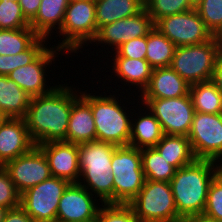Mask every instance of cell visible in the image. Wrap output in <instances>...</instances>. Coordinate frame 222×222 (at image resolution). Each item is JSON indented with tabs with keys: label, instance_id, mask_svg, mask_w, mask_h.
Returning a JSON list of instances; mask_svg holds the SVG:
<instances>
[{
	"label": "cell",
	"instance_id": "obj_32",
	"mask_svg": "<svg viewBox=\"0 0 222 222\" xmlns=\"http://www.w3.org/2000/svg\"><path fill=\"white\" fill-rule=\"evenodd\" d=\"M145 10L155 24L159 19L189 11L195 6L189 0H144Z\"/></svg>",
	"mask_w": 222,
	"mask_h": 222
},
{
	"label": "cell",
	"instance_id": "obj_11",
	"mask_svg": "<svg viewBox=\"0 0 222 222\" xmlns=\"http://www.w3.org/2000/svg\"><path fill=\"white\" fill-rule=\"evenodd\" d=\"M187 137L196 159L222 164V113L195 112Z\"/></svg>",
	"mask_w": 222,
	"mask_h": 222
},
{
	"label": "cell",
	"instance_id": "obj_15",
	"mask_svg": "<svg viewBox=\"0 0 222 222\" xmlns=\"http://www.w3.org/2000/svg\"><path fill=\"white\" fill-rule=\"evenodd\" d=\"M50 46L51 44L33 62L19 67L7 75L31 97L47 94L57 87V85L50 86L47 83L49 70L46 69L50 68L52 62L55 63L54 61L60 53L64 55V52L56 48L55 44Z\"/></svg>",
	"mask_w": 222,
	"mask_h": 222
},
{
	"label": "cell",
	"instance_id": "obj_44",
	"mask_svg": "<svg viewBox=\"0 0 222 222\" xmlns=\"http://www.w3.org/2000/svg\"><path fill=\"white\" fill-rule=\"evenodd\" d=\"M216 38H217L218 42L221 44V46H222V30H221V32L216 36Z\"/></svg>",
	"mask_w": 222,
	"mask_h": 222
},
{
	"label": "cell",
	"instance_id": "obj_20",
	"mask_svg": "<svg viewBox=\"0 0 222 222\" xmlns=\"http://www.w3.org/2000/svg\"><path fill=\"white\" fill-rule=\"evenodd\" d=\"M190 84L170 66L155 68L148 86L138 98H178L189 93ZM141 94V95H140Z\"/></svg>",
	"mask_w": 222,
	"mask_h": 222
},
{
	"label": "cell",
	"instance_id": "obj_39",
	"mask_svg": "<svg viewBox=\"0 0 222 222\" xmlns=\"http://www.w3.org/2000/svg\"><path fill=\"white\" fill-rule=\"evenodd\" d=\"M3 222H35L21 207L8 209Z\"/></svg>",
	"mask_w": 222,
	"mask_h": 222
},
{
	"label": "cell",
	"instance_id": "obj_3",
	"mask_svg": "<svg viewBox=\"0 0 222 222\" xmlns=\"http://www.w3.org/2000/svg\"><path fill=\"white\" fill-rule=\"evenodd\" d=\"M108 92L110 95L107 96ZM107 93H105L106 95L99 94V96L96 93H87L86 90L80 91V95L91 106L96 126V140L109 142L116 146H127L129 145L131 132L130 118H132V111L137 107L139 99L136 100L138 101L136 106H132L133 109L127 110L129 108L125 106L123 99L119 97L120 94L118 96L117 94L111 95L110 90H107Z\"/></svg>",
	"mask_w": 222,
	"mask_h": 222
},
{
	"label": "cell",
	"instance_id": "obj_23",
	"mask_svg": "<svg viewBox=\"0 0 222 222\" xmlns=\"http://www.w3.org/2000/svg\"><path fill=\"white\" fill-rule=\"evenodd\" d=\"M68 3L69 0H41L36 16L30 21V27L39 37L49 40L52 32L60 31Z\"/></svg>",
	"mask_w": 222,
	"mask_h": 222
},
{
	"label": "cell",
	"instance_id": "obj_45",
	"mask_svg": "<svg viewBox=\"0 0 222 222\" xmlns=\"http://www.w3.org/2000/svg\"><path fill=\"white\" fill-rule=\"evenodd\" d=\"M56 222H67V221H56ZM72 222H97V219H92L87 221H72Z\"/></svg>",
	"mask_w": 222,
	"mask_h": 222
},
{
	"label": "cell",
	"instance_id": "obj_7",
	"mask_svg": "<svg viewBox=\"0 0 222 222\" xmlns=\"http://www.w3.org/2000/svg\"><path fill=\"white\" fill-rule=\"evenodd\" d=\"M221 49L216 36L207 42L177 46L170 67L190 85L212 80Z\"/></svg>",
	"mask_w": 222,
	"mask_h": 222
},
{
	"label": "cell",
	"instance_id": "obj_1",
	"mask_svg": "<svg viewBox=\"0 0 222 222\" xmlns=\"http://www.w3.org/2000/svg\"><path fill=\"white\" fill-rule=\"evenodd\" d=\"M67 85L59 84L47 94L31 97L24 119L35 145L66 141L72 104L81 90Z\"/></svg>",
	"mask_w": 222,
	"mask_h": 222
},
{
	"label": "cell",
	"instance_id": "obj_30",
	"mask_svg": "<svg viewBox=\"0 0 222 222\" xmlns=\"http://www.w3.org/2000/svg\"><path fill=\"white\" fill-rule=\"evenodd\" d=\"M39 36L31 27L0 29V55H15L27 50Z\"/></svg>",
	"mask_w": 222,
	"mask_h": 222
},
{
	"label": "cell",
	"instance_id": "obj_22",
	"mask_svg": "<svg viewBox=\"0 0 222 222\" xmlns=\"http://www.w3.org/2000/svg\"><path fill=\"white\" fill-rule=\"evenodd\" d=\"M96 140V126L90 104L80 95L72 104L66 142L81 144Z\"/></svg>",
	"mask_w": 222,
	"mask_h": 222
},
{
	"label": "cell",
	"instance_id": "obj_33",
	"mask_svg": "<svg viewBox=\"0 0 222 222\" xmlns=\"http://www.w3.org/2000/svg\"><path fill=\"white\" fill-rule=\"evenodd\" d=\"M195 8L213 36L222 30V0H200Z\"/></svg>",
	"mask_w": 222,
	"mask_h": 222
},
{
	"label": "cell",
	"instance_id": "obj_4",
	"mask_svg": "<svg viewBox=\"0 0 222 222\" xmlns=\"http://www.w3.org/2000/svg\"><path fill=\"white\" fill-rule=\"evenodd\" d=\"M117 146L103 141L78 144L80 178L78 184L86 188L101 203H113L112 155ZM84 183V184H83Z\"/></svg>",
	"mask_w": 222,
	"mask_h": 222
},
{
	"label": "cell",
	"instance_id": "obj_2",
	"mask_svg": "<svg viewBox=\"0 0 222 222\" xmlns=\"http://www.w3.org/2000/svg\"><path fill=\"white\" fill-rule=\"evenodd\" d=\"M222 164L209 159H195L175 171L170 181L178 215L183 219L204 212L208 188Z\"/></svg>",
	"mask_w": 222,
	"mask_h": 222
},
{
	"label": "cell",
	"instance_id": "obj_13",
	"mask_svg": "<svg viewBox=\"0 0 222 222\" xmlns=\"http://www.w3.org/2000/svg\"><path fill=\"white\" fill-rule=\"evenodd\" d=\"M153 28L152 18L144 8L139 14L100 27L91 44L97 48L101 44L100 47H104L102 48L104 50L101 49L99 53L105 51L104 53L108 56L109 53L112 54L120 45L130 39L147 36ZM105 49L108 50V54Z\"/></svg>",
	"mask_w": 222,
	"mask_h": 222
},
{
	"label": "cell",
	"instance_id": "obj_27",
	"mask_svg": "<svg viewBox=\"0 0 222 222\" xmlns=\"http://www.w3.org/2000/svg\"><path fill=\"white\" fill-rule=\"evenodd\" d=\"M195 112L222 113V93L212 80L193 83L189 86Z\"/></svg>",
	"mask_w": 222,
	"mask_h": 222
},
{
	"label": "cell",
	"instance_id": "obj_21",
	"mask_svg": "<svg viewBox=\"0 0 222 222\" xmlns=\"http://www.w3.org/2000/svg\"><path fill=\"white\" fill-rule=\"evenodd\" d=\"M135 109L139 112L133 111L129 145L137 149L152 148L164 136L161 124L147 107L141 106Z\"/></svg>",
	"mask_w": 222,
	"mask_h": 222
},
{
	"label": "cell",
	"instance_id": "obj_5",
	"mask_svg": "<svg viewBox=\"0 0 222 222\" xmlns=\"http://www.w3.org/2000/svg\"><path fill=\"white\" fill-rule=\"evenodd\" d=\"M97 32L95 0H69L62 26L57 32L59 38H63L55 47L69 55L82 54L83 46L90 45Z\"/></svg>",
	"mask_w": 222,
	"mask_h": 222
},
{
	"label": "cell",
	"instance_id": "obj_26",
	"mask_svg": "<svg viewBox=\"0 0 222 222\" xmlns=\"http://www.w3.org/2000/svg\"><path fill=\"white\" fill-rule=\"evenodd\" d=\"M154 148L176 170L196 159L187 136L164 135Z\"/></svg>",
	"mask_w": 222,
	"mask_h": 222
},
{
	"label": "cell",
	"instance_id": "obj_38",
	"mask_svg": "<svg viewBox=\"0 0 222 222\" xmlns=\"http://www.w3.org/2000/svg\"><path fill=\"white\" fill-rule=\"evenodd\" d=\"M115 52L125 58L145 59L147 52V36L130 39L120 45Z\"/></svg>",
	"mask_w": 222,
	"mask_h": 222
},
{
	"label": "cell",
	"instance_id": "obj_46",
	"mask_svg": "<svg viewBox=\"0 0 222 222\" xmlns=\"http://www.w3.org/2000/svg\"><path fill=\"white\" fill-rule=\"evenodd\" d=\"M194 6L200 1V0H189Z\"/></svg>",
	"mask_w": 222,
	"mask_h": 222
},
{
	"label": "cell",
	"instance_id": "obj_48",
	"mask_svg": "<svg viewBox=\"0 0 222 222\" xmlns=\"http://www.w3.org/2000/svg\"><path fill=\"white\" fill-rule=\"evenodd\" d=\"M8 1L19 2V0H8Z\"/></svg>",
	"mask_w": 222,
	"mask_h": 222
},
{
	"label": "cell",
	"instance_id": "obj_37",
	"mask_svg": "<svg viewBox=\"0 0 222 222\" xmlns=\"http://www.w3.org/2000/svg\"><path fill=\"white\" fill-rule=\"evenodd\" d=\"M20 206V194L7 171L0 166V207L13 209Z\"/></svg>",
	"mask_w": 222,
	"mask_h": 222
},
{
	"label": "cell",
	"instance_id": "obj_12",
	"mask_svg": "<svg viewBox=\"0 0 222 222\" xmlns=\"http://www.w3.org/2000/svg\"><path fill=\"white\" fill-rule=\"evenodd\" d=\"M154 26L176 46L199 44L214 37L196 8L165 16L159 19Z\"/></svg>",
	"mask_w": 222,
	"mask_h": 222
},
{
	"label": "cell",
	"instance_id": "obj_9",
	"mask_svg": "<svg viewBox=\"0 0 222 222\" xmlns=\"http://www.w3.org/2000/svg\"><path fill=\"white\" fill-rule=\"evenodd\" d=\"M160 122L164 135L188 136L195 110L190 94L178 98H138Z\"/></svg>",
	"mask_w": 222,
	"mask_h": 222
},
{
	"label": "cell",
	"instance_id": "obj_43",
	"mask_svg": "<svg viewBox=\"0 0 222 222\" xmlns=\"http://www.w3.org/2000/svg\"><path fill=\"white\" fill-rule=\"evenodd\" d=\"M7 210L8 209H6V208L0 207V222L4 221V217H5Z\"/></svg>",
	"mask_w": 222,
	"mask_h": 222
},
{
	"label": "cell",
	"instance_id": "obj_19",
	"mask_svg": "<svg viewBox=\"0 0 222 222\" xmlns=\"http://www.w3.org/2000/svg\"><path fill=\"white\" fill-rule=\"evenodd\" d=\"M114 55V56H113ZM112 58H111V62L113 60V62L111 64L112 69L111 73H114L115 77L117 78V80L120 79L121 84L123 82V86H127L129 87V89H126V94H132V92H134L136 95L134 96L133 100L135 99V96H137L138 92L142 93L143 90L148 86L151 75H152V71L153 68L151 67V65L148 63V61L146 59H131V58H125V57H121L119 56L116 52H114V54H112ZM113 70V71H112ZM126 83V84H125ZM131 84V85H129ZM130 86H134V88L139 89L137 92L136 91H132L131 93L127 90H130ZM136 86V87H135Z\"/></svg>",
	"mask_w": 222,
	"mask_h": 222
},
{
	"label": "cell",
	"instance_id": "obj_18",
	"mask_svg": "<svg viewBox=\"0 0 222 222\" xmlns=\"http://www.w3.org/2000/svg\"><path fill=\"white\" fill-rule=\"evenodd\" d=\"M34 146L24 118H4L0 121V166L27 153Z\"/></svg>",
	"mask_w": 222,
	"mask_h": 222
},
{
	"label": "cell",
	"instance_id": "obj_24",
	"mask_svg": "<svg viewBox=\"0 0 222 222\" xmlns=\"http://www.w3.org/2000/svg\"><path fill=\"white\" fill-rule=\"evenodd\" d=\"M30 101L31 96L16 82L0 75V111L5 118H24Z\"/></svg>",
	"mask_w": 222,
	"mask_h": 222
},
{
	"label": "cell",
	"instance_id": "obj_6",
	"mask_svg": "<svg viewBox=\"0 0 222 222\" xmlns=\"http://www.w3.org/2000/svg\"><path fill=\"white\" fill-rule=\"evenodd\" d=\"M113 203L128 204L140 192L145 182L141 149L130 145L117 146L112 155Z\"/></svg>",
	"mask_w": 222,
	"mask_h": 222
},
{
	"label": "cell",
	"instance_id": "obj_10",
	"mask_svg": "<svg viewBox=\"0 0 222 222\" xmlns=\"http://www.w3.org/2000/svg\"><path fill=\"white\" fill-rule=\"evenodd\" d=\"M70 183L51 176L20 195V206L35 222H56L57 209Z\"/></svg>",
	"mask_w": 222,
	"mask_h": 222
},
{
	"label": "cell",
	"instance_id": "obj_41",
	"mask_svg": "<svg viewBox=\"0 0 222 222\" xmlns=\"http://www.w3.org/2000/svg\"><path fill=\"white\" fill-rule=\"evenodd\" d=\"M212 81L215 83L217 89L222 93V49L216 60Z\"/></svg>",
	"mask_w": 222,
	"mask_h": 222
},
{
	"label": "cell",
	"instance_id": "obj_14",
	"mask_svg": "<svg viewBox=\"0 0 222 222\" xmlns=\"http://www.w3.org/2000/svg\"><path fill=\"white\" fill-rule=\"evenodd\" d=\"M3 168L20 195L51 177L47 159L37 145L27 153L6 162Z\"/></svg>",
	"mask_w": 222,
	"mask_h": 222
},
{
	"label": "cell",
	"instance_id": "obj_47",
	"mask_svg": "<svg viewBox=\"0 0 222 222\" xmlns=\"http://www.w3.org/2000/svg\"><path fill=\"white\" fill-rule=\"evenodd\" d=\"M5 117L3 116V114L0 111V121H2Z\"/></svg>",
	"mask_w": 222,
	"mask_h": 222
},
{
	"label": "cell",
	"instance_id": "obj_42",
	"mask_svg": "<svg viewBox=\"0 0 222 222\" xmlns=\"http://www.w3.org/2000/svg\"><path fill=\"white\" fill-rule=\"evenodd\" d=\"M181 222H219L215 218L209 217L204 213L195 214L182 219Z\"/></svg>",
	"mask_w": 222,
	"mask_h": 222
},
{
	"label": "cell",
	"instance_id": "obj_40",
	"mask_svg": "<svg viewBox=\"0 0 222 222\" xmlns=\"http://www.w3.org/2000/svg\"><path fill=\"white\" fill-rule=\"evenodd\" d=\"M41 0H19L25 18L30 22L40 7Z\"/></svg>",
	"mask_w": 222,
	"mask_h": 222
},
{
	"label": "cell",
	"instance_id": "obj_25",
	"mask_svg": "<svg viewBox=\"0 0 222 222\" xmlns=\"http://www.w3.org/2000/svg\"><path fill=\"white\" fill-rule=\"evenodd\" d=\"M97 30L109 23L139 14L144 0H95Z\"/></svg>",
	"mask_w": 222,
	"mask_h": 222
},
{
	"label": "cell",
	"instance_id": "obj_36",
	"mask_svg": "<svg viewBox=\"0 0 222 222\" xmlns=\"http://www.w3.org/2000/svg\"><path fill=\"white\" fill-rule=\"evenodd\" d=\"M203 213L222 222V169L209 185Z\"/></svg>",
	"mask_w": 222,
	"mask_h": 222
},
{
	"label": "cell",
	"instance_id": "obj_16",
	"mask_svg": "<svg viewBox=\"0 0 222 222\" xmlns=\"http://www.w3.org/2000/svg\"><path fill=\"white\" fill-rule=\"evenodd\" d=\"M78 183H70L60 198L56 221L97 219L101 201ZM97 201V202H96ZM99 202V203H98Z\"/></svg>",
	"mask_w": 222,
	"mask_h": 222
},
{
	"label": "cell",
	"instance_id": "obj_34",
	"mask_svg": "<svg viewBox=\"0 0 222 222\" xmlns=\"http://www.w3.org/2000/svg\"><path fill=\"white\" fill-rule=\"evenodd\" d=\"M30 27L19 2L0 0V29L15 30Z\"/></svg>",
	"mask_w": 222,
	"mask_h": 222
},
{
	"label": "cell",
	"instance_id": "obj_35",
	"mask_svg": "<svg viewBox=\"0 0 222 222\" xmlns=\"http://www.w3.org/2000/svg\"><path fill=\"white\" fill-rule=\"evenodd\" d=\"M97 222H140L129 204L102 203Z\"/></svg>",
	"mask_w": 222,
	"mask_h": 222
},
{
	"label": "cell",
	"instance_id": "obj_28",
	"mask_svg": "<svg viewBox=\"0 0 222 222\" xmlns=\"http://www.w3.org/2000/svg\"><path fill=\"white\" fill-rule=\"evenodd\" d=\"M176 47L175 44L154 26L147 35V52L145 59L153 69L169 67Z\"/></svg>",
	"mask_w": 222,
	"mask_h": 222
},
{
	"label": "cell",
	"instance_id": "obj_29",
	"mask_svg": "<svg viewBox=\"0 0 222 222\" xmlns=\"http://www.w3.org/2000/svg\"><path fill=\"white\" fill-rule=\"evenodd\" d=\"M142 169L146 180L170 182L176 169L154 148L141 149Z\"/></svg>",
	"mask_w": 222,
	"mask_h": 222
},
{
	"label": "cell",
	"instance_id": "obj_31",
	"mask_svg": "<svg viewBox=\"0 0 222 222\" xmlns=\"http://www.w3.org/2000/svg\"><path fill=\"white\" fill-rule=\"evenodd\" d=\"M46 42H48V39L39 37L22 53L15 55H0V75L7 76L15 69L33 62L48 47V43L46 44Z\"/></svg>",
	"mask_w": 222,
	"mask_h": 222
},
{
	"label": "cell",
	"instance_id": "obj_8",
	"mask_svg": "<svg viewBox=\"0 0 222 222\" xmlns=\"http://www.w3.org/2000/svg\"><path fill=\"white\" fill-rule=\"evenodd\" d=\"M140 222H181L170 182L145 180L138 195L128 203Z\"/></svg>",
	"mask_w": 222,
	"mask_h": 222
},
{
	"label": "cell",
	"instance_id": "obj_17",
	"mask_svg": "<svg viewBox=\"0 0 222 222\" xmlns=\"http://www.w3.org/2000/svg\"><path fill=\"white\" fill-rule=\"evenodd\" d=\"M44 153L51 176L78 183L80 178L78 144L53 141L37 145Z\"/></svg>",
	"mask_w": 222,
	"mask_h": 222
}]
</instances>
